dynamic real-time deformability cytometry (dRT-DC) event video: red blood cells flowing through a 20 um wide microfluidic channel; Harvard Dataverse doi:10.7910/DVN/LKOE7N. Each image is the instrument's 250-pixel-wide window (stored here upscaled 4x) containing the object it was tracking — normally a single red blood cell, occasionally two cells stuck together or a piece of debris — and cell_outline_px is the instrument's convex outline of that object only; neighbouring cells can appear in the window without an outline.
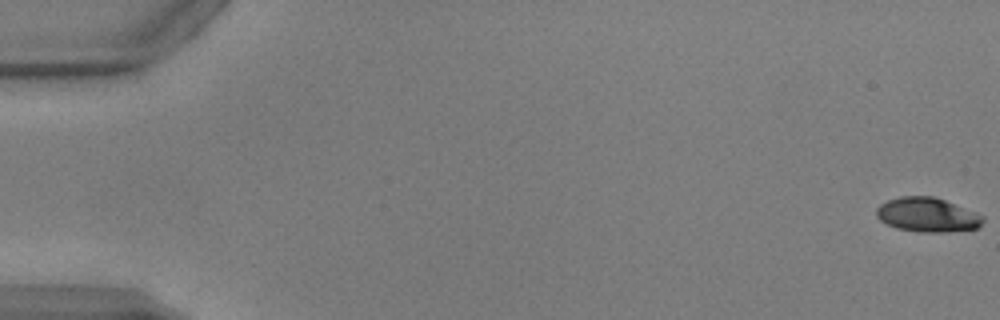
{"species": "common noctule bat (a hibernating species)", "species_latin": "Nyctalus noctula", "temperature_condition": "warm", "stored_images_in_passage": 9, "camera_frame_rate_fps": 3000, "um_per_image_px": 0.085, "animal": {"sex": "male", "body_mass_g": 17.9, "forearm_length_mm": 54.2}, "frame": {"image": 1, "passage_image": 1, "time_ms": 0.0, "image_size_px": [1000, 320], "cell_outline_px": [[984, 220], [976, 228], [948, 232], [920, 232], [896, 228], [880, 220], [876, 216], [876, 208], [880, 204], [888, 200], [900, 196], [932, 196], [944, 200], [976, 212], [984, 216]], "centroid_in_image_um": [78.81, 18.26], "position_along_channel_um": 6.2, "area_um2": 21.21}}